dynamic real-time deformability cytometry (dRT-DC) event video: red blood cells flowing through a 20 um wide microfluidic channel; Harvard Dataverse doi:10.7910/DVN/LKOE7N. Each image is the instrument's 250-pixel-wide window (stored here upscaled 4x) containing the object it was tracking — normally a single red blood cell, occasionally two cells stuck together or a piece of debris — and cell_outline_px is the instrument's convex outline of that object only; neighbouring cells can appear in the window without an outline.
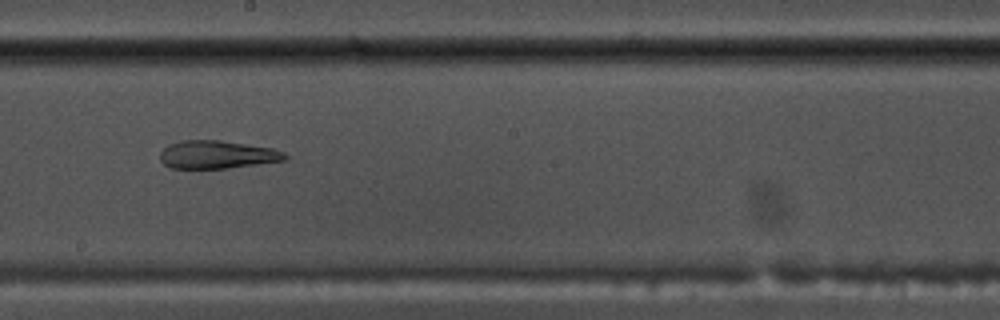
{"species": "common noctule bat (a hibernating species)", "species_latin": "Nyctalus noctula", "temperature_condition": "warm", "stored_images_in_passage": 34, "camera_frame_rate_fps": 3000, "um_per_image_px": 0.085, "animal": {"sex": "male", "body_mass_g": 17.5, "forearm_length_mm": 52.3}, "frame": {"image": 1, "passage_image": 15, "time_ms": 4.667, "image_size_px": [1000, 320], "cell_outline_px": [[288, 160], [228, 168], [168, 168], [160, 160], [160, 152], [168, 144], [184, 140], [220, 140], [272, 148], [284, 152], [288, 156]], "centroid_in_image_um": [18.46, 13.14], "position_along_channel_um": 229.7, "area_um2": 20.46}, "authors_computed_cell_mechanics": {"area_um2": 22.5998, "velocity_mm_per_s": 3.8052, "shape_relaxation_time_tau1_ms": null, "shape_relaxation_time_tau2_ms": 3.4878, "deformation_change_tau1": null, "deformation_change_tau2": 0.1239}}